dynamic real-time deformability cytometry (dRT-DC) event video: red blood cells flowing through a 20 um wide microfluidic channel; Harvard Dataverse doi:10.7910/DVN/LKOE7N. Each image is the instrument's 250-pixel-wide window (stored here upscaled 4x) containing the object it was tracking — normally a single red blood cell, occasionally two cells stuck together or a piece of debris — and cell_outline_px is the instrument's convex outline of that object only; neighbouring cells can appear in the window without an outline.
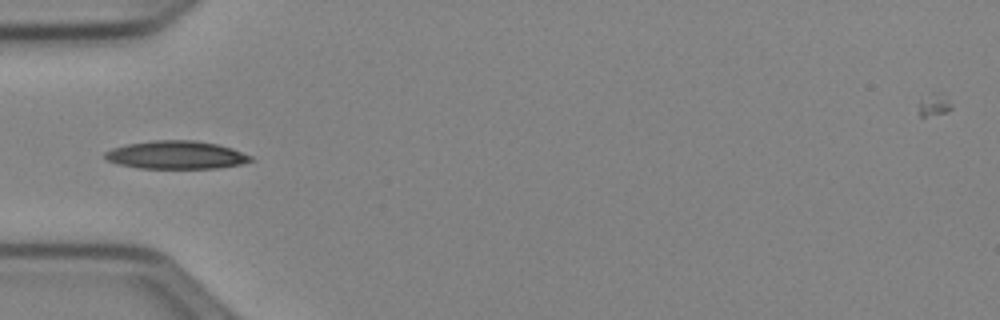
{"species": "Egyptian fruit bat (a non-hibernating species)", "species_latin": "Rousettus aegyptiacus", "temperature_condition": "cold", "stored_images_in_passage": 31, "camera_frame_rate_fps": 3000, "um_per_image_px": 0.085, "animal": {"sex": "female"}, "frame": {"image": 1, "passage_image": 1, "time_ms": 0.0, "image_size_px": [1000, 320], "cell_outline_px": [[256, 160], [240, 164], [216, 168], [140, 168], [120, 164], [108, 160], [104, 156], [104, 152], [112, 148], [128, 144], [152, 140], [192, 140], [216, 144], [232, 148], [252, 156]], "centroid_in_image_um": [15.0, 13.17], "position_along_channel_um": 70.0, "area_um2": 23.7}}
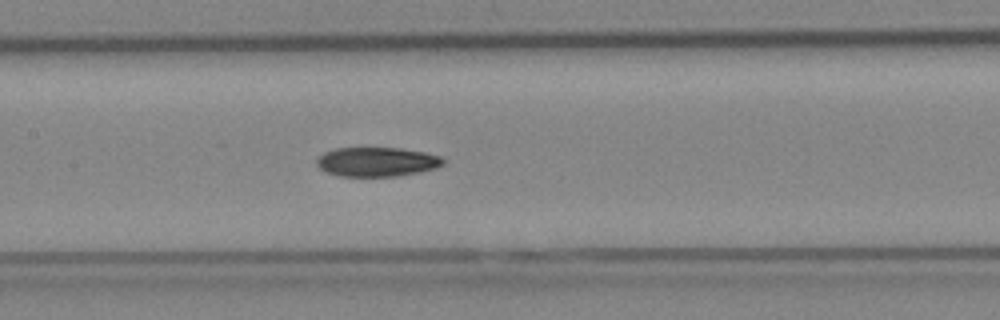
{"frame": {"image": 2, "passage_image": 9, "time_ms": 2.667, "image_size_px": [1000, 320], "cell_outline_px": [[444, 164], [436, 168], [420, 172], [396, 176], [340, 176], [324, 172], [316, 164], [316, 160], [324, 152], [336, 148], [400, 148], [424, 152], [440, 156], [444, 160]], "centroid_in_image_um": [32.02, 13.76], "position_along_channel_um": 175.4, "area_um2": 21.62}}
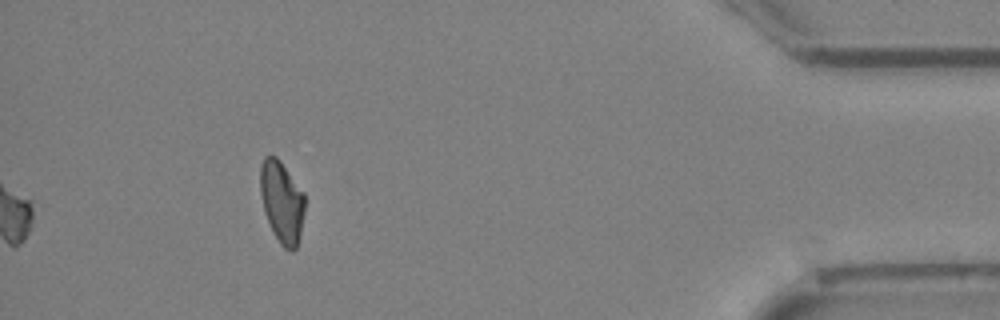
{"frame": {"image": 3, "passage_image": 31, "time_ms": 10.0, "image_size_px": [1000, 320], "cell_outline_px": [[304, 212], [300, 232], [296, 248], [292, 252], [284, 248], [280, 244], [272, 232], [264, 212], [260, 192], [260, 164], [264, 156], [276, 156], [280, 160], [304, 192]], "centroid_in_image_um": [23.94, 17.15], "position_along_channel_um": 411.3, "area_um2": 21.33}, "authors_computed_cell_mechanics": {"area_um2": 21.7328, "velocity_mm_per_s": 3.9716, "shape_relaxation_time_tau1_ms": 7.727, "shape_relaxation_time_tau2_ms": null, "deformation_change_tau1": 0.1799, "deformation_change_tau2": null}}